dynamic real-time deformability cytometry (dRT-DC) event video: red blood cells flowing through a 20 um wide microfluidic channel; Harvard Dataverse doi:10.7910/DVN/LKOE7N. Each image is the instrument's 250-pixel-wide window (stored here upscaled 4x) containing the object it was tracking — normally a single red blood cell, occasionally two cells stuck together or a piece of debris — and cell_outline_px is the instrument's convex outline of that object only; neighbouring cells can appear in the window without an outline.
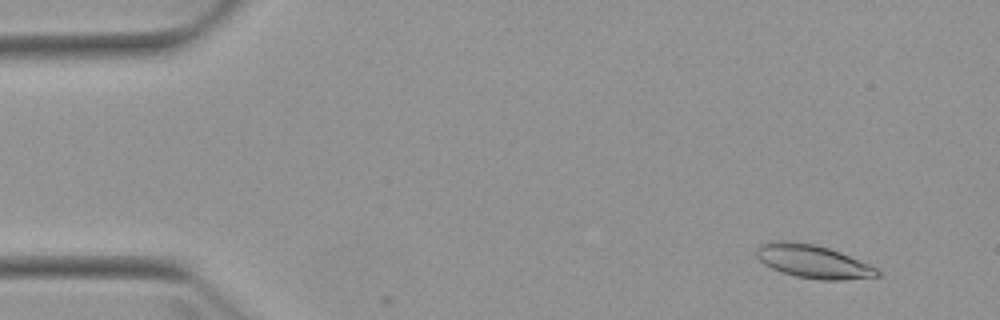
{"species": "Egyptian fruit bat (a non-hibernating species)", "species_latin": "Rousettus aegyptiacus", "temperature_condition": "warm", "stored_images_in_passage": 4, "camera_frame_rate_fps": 3000, "um_per_image_px": 0.085, "animal": {"sex": "female"}, "frame": {"image": 1, "passage_image": 1, "time_ms": 0.0, "image_size_px": [1000, 320], "cell_outline_px": [[880, 276], [844, 280], [820, 280], [796, 276], [780, 272], [764, 264], [756, 256], [756, 248], [760, 244], [776, 240], [788, 240], [816, 244], [840, 252], [868, 264], [876, 268], [880, 272]], "centroid_in_image_um": [69.07, 22.21], "position_along_channel_um": 15.9, "area_um2": 23.52}}
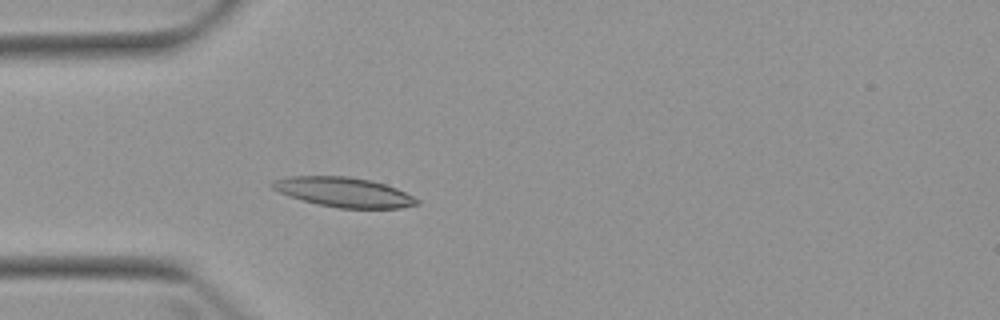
{"frame": {"image": 2, "passage_image": 4, "time_ms": 3.667, "image_size_px": [1000, 320], "cell_outline_px": [[420, 204], [400, 208], [336, 208], [316, 204], [288, 196], [272, 188], [272, 184], [276, 180], [288, 176], [348, 176], [368, 180], [384, 184], [396, 188], [420, 200]], "centroid_in_image_um": [29.23, 16.34], "position_along_channel_um": 55.8, "area_um2": 24.85}}